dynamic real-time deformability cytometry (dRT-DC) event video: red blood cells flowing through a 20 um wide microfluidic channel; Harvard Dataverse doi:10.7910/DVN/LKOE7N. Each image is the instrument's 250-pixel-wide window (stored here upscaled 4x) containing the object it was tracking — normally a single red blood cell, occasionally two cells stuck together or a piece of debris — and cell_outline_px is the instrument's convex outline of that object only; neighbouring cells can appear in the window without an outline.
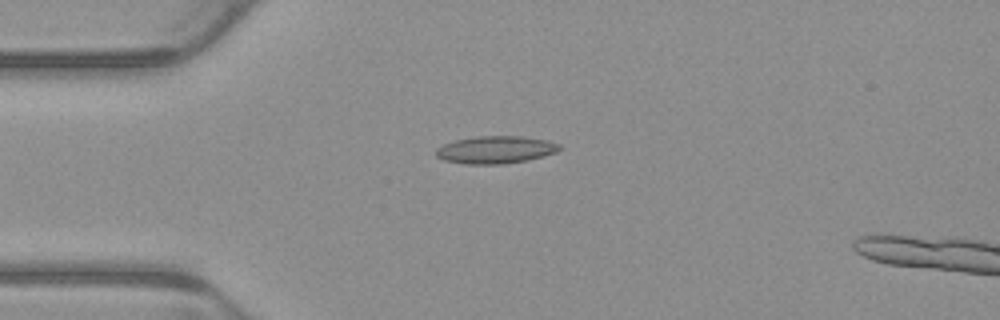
{"species": "common noctule bat (a hibernating species)", "species_latin": "Nyctalus noctula", "temperature_condition": "warm", "stored_images_in_passage": 2, "camera_frame_rate_fps": 3000, "um_per_image_px": 0.085, "animal": {"sex": "male", "body_mass_g": 23.1, "forearm_length_mm": 52.7}, "frame": {"image": 1, "passage_image": 2, "time_ms": 0.333, "image_size_px": [1000, 320], "cell_outline_px": [[564, 148], [556, 152], [544, 156], [528, 160], [504, 164], [464, 164], [444, 160], [436, 156], [436, 148], [444, 144], [456, 140], [476, 136], [520, 136], [548, 140], [560, 144]], "centroid_in_image_um": [42.16, 12.73], "position_along_channel_um": 42.8, "area_um2": 19.94}}